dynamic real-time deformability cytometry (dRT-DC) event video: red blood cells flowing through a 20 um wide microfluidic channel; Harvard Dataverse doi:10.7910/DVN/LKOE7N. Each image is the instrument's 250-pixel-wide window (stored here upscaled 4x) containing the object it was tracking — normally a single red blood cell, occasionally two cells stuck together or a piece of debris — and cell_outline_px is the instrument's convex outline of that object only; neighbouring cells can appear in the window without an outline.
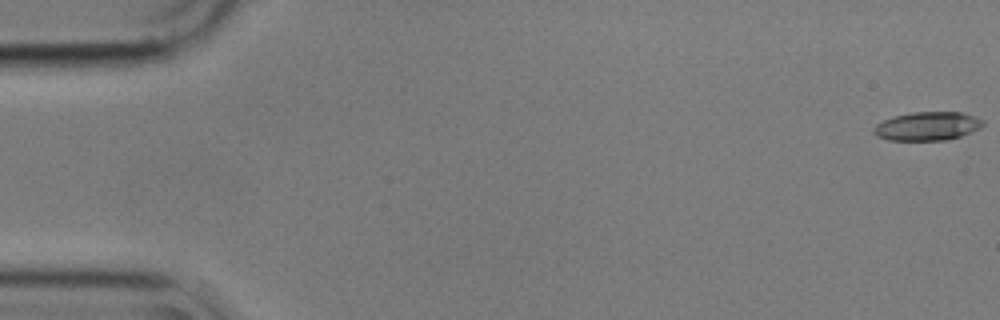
{"species": "common noctule bat (a hibernating species)", "species_latin": "Nyctalus noctula", "temperature_condition": "cold", "stored_images_in_passage": 56, "camera_frame_rate_fps": 3000, "um_per_image_px": 0.085, "animal": {"sex": "male", "body_mass_g": 17.9}, "frame": {"image": 1, "passage_image": 1, "time_ms": 0.0, "image_size_px": [1000, 320], "cell_outline_px": [[984, 124], [980, 128], [960, 136], [944, 140], [888, 140], [876, 136], [872, 132], [872, 128], [876, 124], [884, 120], [896, 116], [912, 112], [960, 112], [984, 120]], "centroid_in_image_um": [78.8, 10.73], "position_along_channel_um": 6.2, "area_um2": 18.09}}
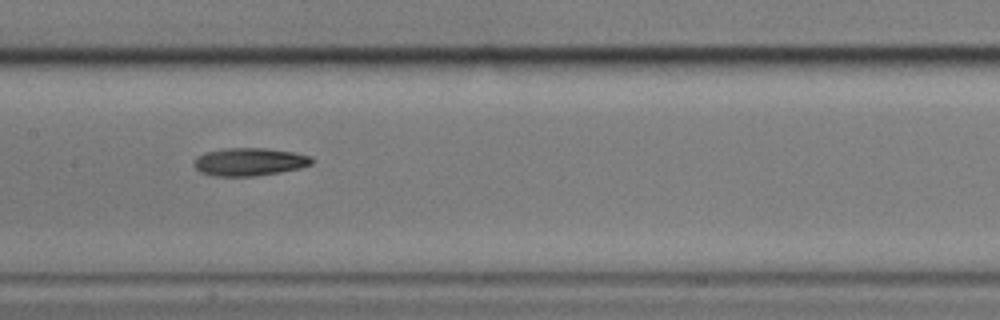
{"frame": {"image": 2, "passage_image": 28, "time_ms": 9.0, "image_size_px": [1000, 320], "cell_outline_px": [[312, 164], [300, 168], [280, 172], [256, 176], [216, 176], [200, 172], [192, 164], [192, 160], [196, 156], [204, 152], [224, 148], [268, 148], [292, 152], [312, 156]], "centroid_in_image_um": [21.16, 13.75], "position_along_channel_um": 186.2, "area_um2": 19.36}}
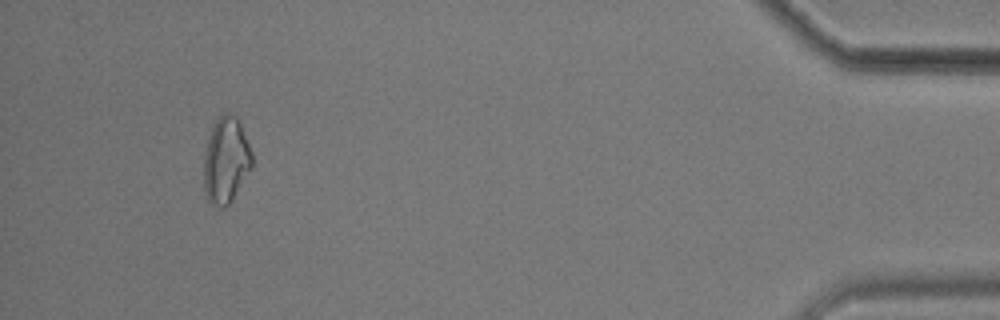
{"frame": {"image": 3, "passage_image": 53, "time_ms": 17.333, "image_size_px": [1000, 320], "cell_outline_px": [[252, 164], [232, 200], [224, 208], [212, 204], [208, 200], [204, 188], [204, 156], [208, 136], [216, 120], [224, 112], [232, 112], [236, 116], [240, 124], [252, 152]], "centroid_in_image_um": [19.19, 13.6], "position_along_channel_um": 416.0, "area_um2": 23.87}, "authors_computed_cell_mechanics": {"area_um2": 19.1029, "velocity_mm_per_s": 3.5609, "shape_relaxation_time_tau1_ms": 4.6443, "shape_relaxation_time_tau2_ms": null, "deformation_change_tau1": 0.1333, "deformation_change_tau2": null}}